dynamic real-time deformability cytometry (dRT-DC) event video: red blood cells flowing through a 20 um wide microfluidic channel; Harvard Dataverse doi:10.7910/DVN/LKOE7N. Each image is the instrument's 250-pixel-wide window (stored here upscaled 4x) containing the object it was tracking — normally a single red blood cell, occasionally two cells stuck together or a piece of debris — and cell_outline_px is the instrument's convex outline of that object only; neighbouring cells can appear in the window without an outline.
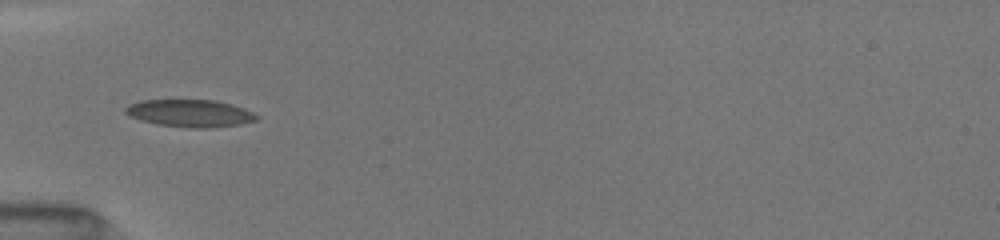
{"species": "common noctule bat (a hibernating species)", "species_latin": "Nyctalus noctula", "temperature_condition": "room temperature", "stored_images_in_passage": 18, "camera_frame_rate_fps": 3000, "um_per_image_px": 0.085, "animal": {"sex": "female", "body_mass_g": 19.5, "forearm_length_mm": 54.1}, "frame": {"image": 1, "passage_image": 1, "time_ms": 0.0, "image_size_px": [1000, 240], "cell_outline_px": [[260, 116], [256, 120], [240, 124], [208, 128], [192, 128], [156, 124], [140, 120], [124, 112], [124, 108], [128, 104], [140, 100], [216, 100], [232, 104], [244, 108]], "centroid_in_image_um": [16.15, 9.62], "position_along_channel_um": 68.9, "area_um2": 20.98}}
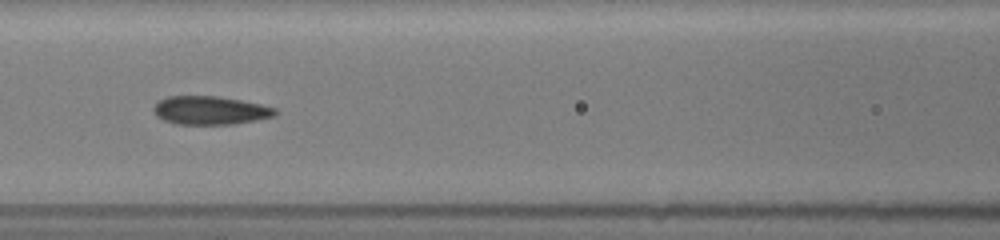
{"frame": {"image": 2, "passage_image": 10, "time_ms": 2.0, "image_size_px": [1000, 240], "cell_outline_px": [[276, 116], [236, 124], [176, 124], [164, 120], [156, 116], [152, 112], [152, 108], [160, 100], [168, 96], [220, 96], [260, 104], [276, 108]], "centroid_in_image_um": [17.85, 9.38], "position_along_channel_um": 148.7, "area_um2": 20.23}}
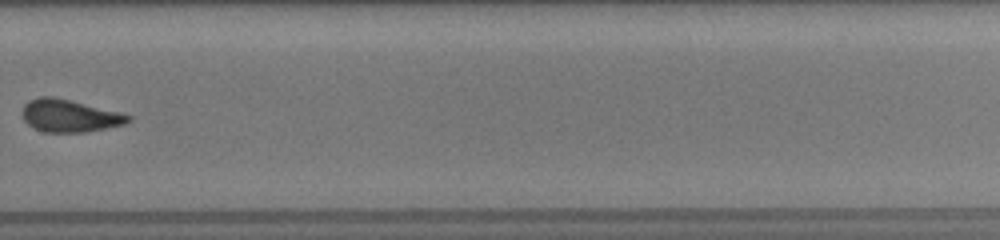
{"frame": {"image": 3, "passage_image": 18, "time_ms": 6.333, "image_size_px": [1000, 240], "cell_outline_px": [[132, 120], [124, 124], [84, 132], [44, 132], [32, 128], [24, 120], [24, 104], [28, 100], [40, 96], [56, 96], [120, 112], [132, 116]], "centroid_in_image_um": [5.91, 9.82], "position_along_channel_um": 323.9, "area_um2": 20.11}}